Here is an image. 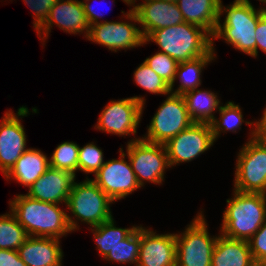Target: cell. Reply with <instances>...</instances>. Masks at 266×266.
<instances>
[{
    "label": "cell",
    "mask_w": 266,
    "mask_h": 266,
    "mask_svg": "<svg viewBox=\"0 0 266 266\" xmlns=\"http://www.w3.org/2000/svg\"><path fill=\"white\" fill-rule=\"evenodd\" d=\"M50 202L33 199L26 194L15 195L9 201V208L19 224L32 237H52L61 239L72 233L67 212Z\"/></svg>",
    "instance_id": "1"
},
{
    "label": "cell",
    "mask_w": 266,
    "mask_h": 266,
    "mask_svg": "<svg viewBox=\"0 0 266 266\" xmlns=\"http://www.w3.org/2000/svg\"><path fill=\"white\" fill-rule=\"evenodd\" d=\"M264 13L263 6L255 8L246 3H231L226 7L220 0L219 21L212 41L222 39L227 44L252 58H256V26ZM225 14L224 22L221 17Z\"/></svg>",
    "instance_id": "2"
},
{
    "label": "cell",
    "mask_w": 266,
    "mask_h": 266,
    "mask_svg": "<svg viewBox=\"0 0 266 266\" xmlns=\"http://www.w3.org/2000/svg\"><path fill=\"white\" fill-rule=\"evenodd\" d=\"M144 41L156 43L160 52L166 53L178 63L208 54L213 42L207 30L187 22L152 31Z\"/></svg>",
    "instance_id": "3"
},
{
    "label": "cell",
    "mask_w": 266,
    "mask_h": 266,
    "mask_svg": "<svg viewBox=\"0 0 266 266\" xmlns=\"http://www.w3.org/2000/svg\"><path fill=\"white\" fill-rule=\"evenodd\" d=\"M232 195L226 199L219 232L229 238L248 241L266 221V194L233 189Z\"/></svg>",
    "instance_id": "4"
},
{
    "label": "cell",
    "mask_w": 266,
    "mask_h": 266,
    "mask_svg": "<svg viewBox=\"0 0 266 266\" xmlns=\"http://www.w3.org/2000/svg\"><path fill=\"white\" fill-rule=\"evenodd\" d=\"M114 203L91 179L74 182L68 196L67 221L71 231L79 230V222L95 227L113 217L111 205ZM78 220V221H77Z\"/></svg>",
    "instance_id": "5"
},
{
    "label": "cell",
    "mask_w": 266,
    "mask_h": 266,
    "mask_svg": "<svg viewBox=\"0 0 266 266\" xmlns=\"http://www.w3.org/2000/svg\"><path fill=\"white\" fill-rule=\"evenodd\" d=\"M249 134L237 154L234 190L266 194V140L256 136V127Z\"/></svg>",
    "instance_id": "6"
},
{
    "label": "cell",
    "mask_w": 266,
    "mask_h": 266,
    "mask_svg": "<svg viewBox=\"0 0 266 266\" xmlns=\"http://www.w3.org/2000/svg\"><path fill=\"white\" fill-rule=\"evenodd\" d=\"M203 211L176 236V266H211L217 235H210Z\"/></svg>",
    "instance_id": "7"
},
{
    "label": "cell",
    "mask_w": 266,
    "mask_h": 266,
    "mask_svg": "<svg viewBox=\"0 0 266 266\" xmlns=\"http://www.w3.org/2000/svg\"><path fill=\"white\" fill-rule=\"evenodd\" d=\"M123 13L124 21L100 20V23L90 26L87 40L108 48L113 52L130 50L147 44L144 41L136 13L129 8ZM137 23V24H136Z\"/></svg>",
    "instance_id": "8"
},
{
    "label": "cell",
    "mask_w": 266,
    "mask_h": 266,
    "mask_svg": "<svg viewBox=\"0 0 266 266\" xmlns=\"http://www.w3.org/2000/svg\"><path fill=\"white\" fill-rule=\"evenodd\" d=\"M146 99L143 96H133L118 100H111L101 111L94 129L117 136H135L141 121Z\"/></svg>",
    "instance_id": "9"
},
{
    "label": "cell",
    "mask_w": 266,
    "mask_h": 266,
    "mask_svg": "<svg viewBox=\"0 0 266 266\" xmlns=\"http://www.w3.org/2000/svg\"><path fill=\"white\" fill-rule=\"evenodd\" d=\"M126 158L136 175L140 187L146 182L161 185L166 169L170 168L165 145L141 139L126 144Z\"/></svg>",
    "instance_id": "10"
},
{
    "label": "cell",
    "mask_w": 266,
    "mask_h": 266,
    "mask_svg": "<svg viewBox=\"0 0 266 266\" xmlns=\"http://www.w3.org/2000/svg\"><path fill=\"white\" fill-rule=\"evenodd\" d=\"M152 117L142 139L157 144H166L174 136L188 128L193 121L188 114L183 95L169 93Z\"/></svg>",
    "instance_id": "11"
},
{
    "label": "cell",
    "mask_w": 266,
    "mask_h": 266,
    "mask_svg": "<svg viewBox=\"0 0 266 266\" xmlns=\"http://www.w3.org/2000/svg\"><path fill=\"white\" fill-rule=\"evenodd\" d=\"M214 142L209 123L193 122L188 128L164 144L170 168L181 163L191 162L209 150Z\"/></svg>",
    "instance_id": "12"
},
{
    "label": "cell",
    "mask_w": 266,
    "mask_h": 266,
    "mask_svg": "<svg viewBox=\"0 0 266 266\" xmlns=\"http://www.w3.org/2000/svg\"><path fill=\"white\" fill-rule=\"evenodd\" d=\"M119 153L117 159L106 161L92 179L114 203L141 189L123 148Z\"/></svg>",
    "instance_id": "13"
},
{
    "label": "cell",
    "mask_w": 266,
    "mask_h": 266,
    "mask_svg": "<svg viewBox=\"0 0 266 266\" xmlns=\"http://www.w3.org/2000/svg\"><path fill=\"white\" fill-rule=\"evenodd\" d=\"M17 113L5 111L0 122V171L5 176L15 165L20 156L28 149L27 135L22 118L30 115L26 106H20Z\"/></svg>",
    "instance_id": "14"
},
{
    "label": "cell",
    "mask_w": 266,
    "mask_h": 266,
    "mask_svg": "<svg viewBox=\"0 0 266 266\" xmlns=\"http://www.w3.org/2000/svg\"><path fill=\"white\" fill-rule=\"evenodd\" d=\"M54 25L68 34L80 35L83 33V36L87 38L90 25L87 21L81 0H58L51 7L47 20L36 31L43 46Z\"/></svg>",
    "instance_id": "15"
},
{
    "label": "cell",
    "mask_w": 266,
    "mask_h": 266,
    "mask_svg": "<svg viewBox=\"0 0 266 266\" xmlns=\"http://www.w3.org/2000/svg\"><path fill=\"white\" fill-rule=\"evenodd\" d=\"M136 266H176L175 233L158 234L141 225V242Z\"/></svg>",
    "instance_id": "16"
},
{
    "label": "cell",
    "mask_w": 266,
    "mask_h": 266,
    "mask_svg": "<svg viewBox=\"0 0 266 266\" xmlns=\"http://www.w3.org/2000/svg\"><path fill=\"white\" fill-rule=\"evenodd\" d=\"M131 7L136 13L144 39L152 31L185 22L176 2L142 0L141 3L133 4Z\"/></svg>",
    "instance_id": "17"
},
{
    "label": "cell",
    "mask_w": 266,
    "mask_h": 266,
    "mask_svg": "<svg viewBox=\"0 0 266 266\" xmlns=\"http://www.w3.org/2000/svg\"><path fill=\"white\" fill-rule=\"evenodd\" d=\"M76 181V175L69 171L49 167L46 172L34 182L26 195L43 202L62 204L66 206L68 196Z\"/></svg>",
    "instance_id": "18"
},
{
    "label": "cell",
    "mask_w": 266,
    "mask_h": 266,
    "mask_svg": "<svg viewBox=\"0 0 266 266\" xmlns=\"http://www.w3.org/2000/svg\"><path fill=\"white\" fill-rule=\"evenodd\" d=\"M60 242L58 238L29 236L18 253L27 266H62L64 252Z\"/></svg>",
    "instance_id": "19"
},
{
    "label": "cell",
    "mask_w": 266,
    "mask_h": 266,
    "mask_svg": "<svg viewBox=\"0 0 266 266\" xmlns=\"http://www.w3.org/2000/svg\"><path fill=\"white\" fill-rule=\"evenodd\" d=\"M49 167V157L41 150L31 147L20 156L4 177L6 181L13 179L29 189Z\"/></svg>",
    "instance_id": "20"
},
{
    "label": "cell",
    "mask_w": 266,
    "mask_h": 266,
    "mask_svg": "<svg viewBox=\"0 0 266 266\" xmlns=\"http://www.w3.org/2000/svg\"><path fill=\"white\" fill-rule=\"evenodd\" d=\"M211 266H257L248 241L233 239L219 232L212 253Z\"/></svg>",
    "instance_id": "21"
},
{
    "label": "cell",
    "mask_w": 266,
    "mask_h": 266,
    "mask_svg": "<svg viewBox=\"0 0 266 266\" xmlns=\"http://www.w3.org/2000/svg\"><path fill=\"white\" fill-rule=\"evenodd\" d=\"M185 22L214 34L219 21L220 0H177Z\"/></svg>",
    "instance_id": "22"
},
{
    "label": "cell",
    "mask_w": 266,
    "mask_h": 266,
    "mask_svg": "<svg viewBox=\"0 0 266 266\" xmlns=\"http://www.w3.org/2000/svg\"><path fill=\"white\" fill-rule=\"evenodd\" d=\"M215 59V47L214 42H212V50L208 54L191 61L178 63L173 83L170 85V92L176 95H184L186 92L200 87L203 69ZM178 78L180 84L174 89L175 81Z\"/></svg>",
    "instance_id": "23"
},
{
    "label": "cell",
    "mask_w": 266,
    "mask_h": 266,
    "mask_svg": "<svg viewBox=\"0 0 266 266\" xmlns=\"http://www.w3.org/2000/svg\"><path fill=\"white\" fill-rule=\"evenodd\" d=\"M217 94L211 90L196 88L183 95L188 114L193 122L210 124L215 119L214 114L222 105Z\"/></svg>",
    "instance_id": "24"
},
{
    "label": "cell",
    "mask_w": 266,
    "mask_h": 266,
    "mask_svg": "<svg viewBox=\"0 0 266 266\" xmlns=\"http://www.w3.org/2000/svg\"><path fill=\"white\" fill-rule=\"evenodd\" d=\"M115 223L112 217L98 226L89 228L92 231L97 251L103 259L116 245L127 238L138 227L137 225H132L129 228H119L116 227Z\"/></svg>",
    "instance_id": "25"
},
{
    "label": "cell",
    "mask_w": 266,
    "mask_h": 266,
    "mask_svg": "<svg viewBox=\"0 0 266 266\" xmlns=\"http://www.w3.org/2000/svg\"><path fill=\"white\" fill-rule=\"evenodd\" d=\"M218 113L220 117H215V119L210 123L215 142L221 133L229 131L237 133L238 130H241L243 123L256 127V121H244L242 109L233 101H228L224 105L222 103Z\"/></svg>",
    "instance_id": "26"
},
{
    "label": "cell",
    "mask_w": 266,
    "mask_h": 266,
    "mask_svg": "<svg viewBox=\"0 0 266 266\" xmlns=\"http://www.w3.org/2000/svg\"><path fill=\"white\" fill-rule=\"evenodd\" d=\"M28 237L26 230L19 224L11 211L0 215L1 250L18 251Z\"/></svg>",
    "instance_id": "27"
},
{
    "label": "cell",
    "mask_w": 266,
    "mask_h": 266,
    "mask_svg": "<svg viewBox=\"0 0 266 266\" xmlns=\"http://www.w3.org/2000/svg\"><path fill=\"white\" fill-rule=\"evenodd\" d=\"M141 242V225H139L127 238L116 245L104 260L110 263L137 265L139 247Z\"/></svg>",
    "instance_id": "28"
},
{
    "label": "cell",
    "mask_w": 266,
    "mask_h": 266,
    "mask_svg": "<svg viewBox=\"0 0 266 266\" xmlns=\"http://www.w3.org/2000/svg\"><path fill=\"white\" fill-rule=\"evenodd\" d=\"M79 145L76 142L65 141L58 144L49 157V166L65 170L76 175L78 172Z\"/></svg>",
    "instance_id": "29"
},
{
    "label": "cell",
    "mask_w": 266,
    "mask_h": 266,
    "mask_svg": "<svg viewBox=\"0 0 266 266\" xmlns=\"http://www.w3.org/2000/svg\"><path fill=\"white\" fill-rule=\"evenodd\" d=\"M133 80L137 86L152 94L168 95L170 85L167 84L143 61L133 72Z\"/></svg>",
    "instance_id": "30"
},
{
    "label": "cell",
    "mask_w": 266,
    "mask_h": 266,
    "mask_svg": "<svg viewBox=\"0 0 266 266\" xmlns=\"http://www.w3.org/2000/svg\"><path fill=\"white\" fill-rule=\"evenodd\" d=\"M102 151L94 142L87 143L83 147L79 145L78 171H82L86 175L89 173L95 175L105 163Z\"/></svg>",
    "instance_id": "31"
},
{
    "label": "cell",
    "mask_w": 266,
    "mask_h": 266,
    "mask_svg": "<svg viewBox=\"0 0 266 266\" xmlns=\"http://www.w3.org/2000/svg\"><path fill=\"white\" fill-rule=\"evenodd\" d=\"M144 62L156 74H158L167 84L173 83L178 62L163 52H156L154 55L147 57Z\"/></svg>",
    "instance_id": "32"
},
{
    "label": "cell",
    "mask_w": 266,
    "mask_h": 266,
    "mask_svg": "<svg viewBox=\"0 0 266 266\" xmlns=\"http://www.w3.org/2000/svg\"><path fill=\"white\" fill-rule=\"evenodd\" d=\"M248 244L256 265L263 266L266 263V221L248 240Z\"/></svg>",
    "instance_id": "33"
},
{
    "label": "cell",
    "mask_w": 266,
    "mask_h": 266,
    "mask_svg": "<svg viewBox=\"0 0 266 266\" xmlns=\"http://www.w3.org/2000/svg\"><path fill=\"white\" fill-rule=\"evenodd\" d=\"M58 0H23L24 4L27 5L33 14V26L35 31H37L47 20L50 13L51 7Z\"/></svg>",
    "instance_id": "34"
},
{
    "label": "cell",
    "mask_w": 266,
    "mask_h": 266,
    "mask_svg": "<svg viewBox=\"0 0 266 266\" xmlns=\"http://www.w3.org/2000/svg\"><path fill=\"white\" fill-rule=\"evenodd\" d=\"M256 57L258 49L266 54V13L264 12L258 19L256 26Z\"/></svg>",
    "instance_id": "35"
},
{
    "label": "cell",
    "mask_w": 266,
    "mask_h": 266,
    "mask_svg": "<svg viewBox=\"0 0 266 266\" xmlns=\"http://www.w3.org/2000/svg\"><path fill=\"white\" fill-rule=\"evenodd\" d=\"M0 266H27L16 250L0 249Z\"/></svg>",
    "instance_id": "36"
},
{
    "label": "cell",
    "mask_w": 266,
    "mask_h": 266,
    "mask_svg": "<svg viewBox=\"0 0 266 266\" xmlns=\"http://www.w3.org/2000/svg\"><path fill=\"white\" fill-rule=\"evenodd\" d=\"M91 1H93V0H81L87 21H88L90 26L95 25L97 23H100L99 19H101L103 17V13L102 14L100 12L98 13L93 8V5L91 6V3H90Z\"/></svg>",
    "instance_id": "37"
},
{
    "label": "cell",
    "mask_w": 266,
    "mask_h": 266,
    "mask_svg": "<svg viewBox=\"0 0 266 266\" xmlns=\"http://www.w3.org/2000/svg\"><path fill=\"white\" fill-rule=\"evenodd\" d=\"M256 136L266 140V107L263 110V115L258 121L256 120Z\"/></svg>",
    "instance_id": "38"
},
{
    "label": "cell",
    "mask_w": 266,
    "mask_h": 266,
    "mask_svg": "<svg viewBox=\"0 0 266 266\" xmlns=\"http://www.w3.org/2000/svg\"><path fill=\"white\" fill-rule=\"evenodd\" d=\"M262 4H260L261 6L263 4L266 5V0H259ZM233 2L235 3H246V4H251V1L250 0H234Z\"/></svg>",
    "instance_id": "39"
},
{
    "label": "cell",
    "mask_w": 266,
    "mask_h": 266,
    "mask_svg": "<svg viewBox=\"0 0 266 266\" xmlns=\"http://www.w3.org/2000/svg\"><path fill=\"white\" fill-rule=\"evenodd\" d=\"M122 1H124L125 4L129 5L130 7L137 2V0H122Z\"/></svg>",
    "instance_id": "40"
},
{
    "label": "cell",
    "mask_w": 266,
    "mask_h": 266,
    "mask_svg": "<svg viewBox=\"0 0 266 266\" xmlns=\"http://www.w3.org/2000/svg\"><path fill=\"white\" fill-rule=\"evenodd\" d=\"M162 1L176 2L177 0H162Z\"/></svg>",
    "instance_id": "41"
}]
</instances>
